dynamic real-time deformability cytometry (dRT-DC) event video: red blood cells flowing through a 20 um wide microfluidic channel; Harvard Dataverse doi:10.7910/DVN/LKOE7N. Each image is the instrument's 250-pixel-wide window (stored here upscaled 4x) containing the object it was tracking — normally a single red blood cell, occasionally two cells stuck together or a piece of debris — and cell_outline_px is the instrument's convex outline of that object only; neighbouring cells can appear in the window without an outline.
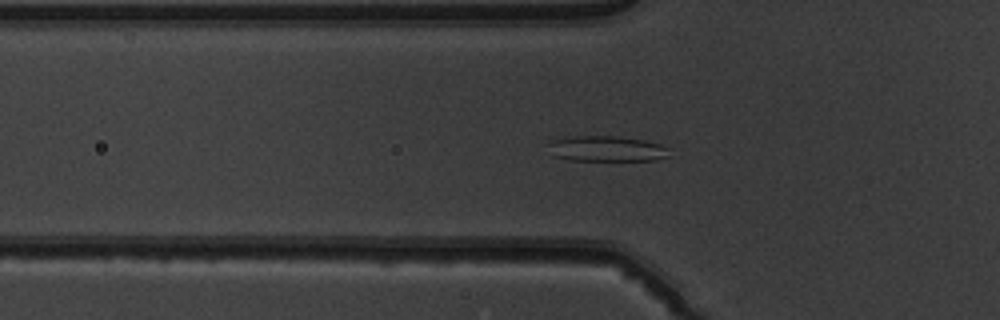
{"species": "common noctule bat (a hibernating species)", "species_latin": "Nyctalus noctula", "temperature_condition": "warm", "stored_images_in_passage": 51, "camera_frame_rate_fps": 3000, "um_per_image_px": 0.085, "animal": {"sex": "male", "body_mass_g": 19.5, "forearm_length_mm": 54.6}, "frame": {"image": 1, "passage_image": 18, "time_ms": 5.667, "image_size_px": [1000, 320], "cell_outline_px": [[668, 156], [656, 160], [572, 160], [552, 156], [548, 144], [552, 140], [576, 136], [616, 136], [644, 140], [660, 144], [668, 148]], "centroid_in_image_um": [51.55, 12.64], "position_along_channel_um": 74.2, "area_um2": 17.86}}
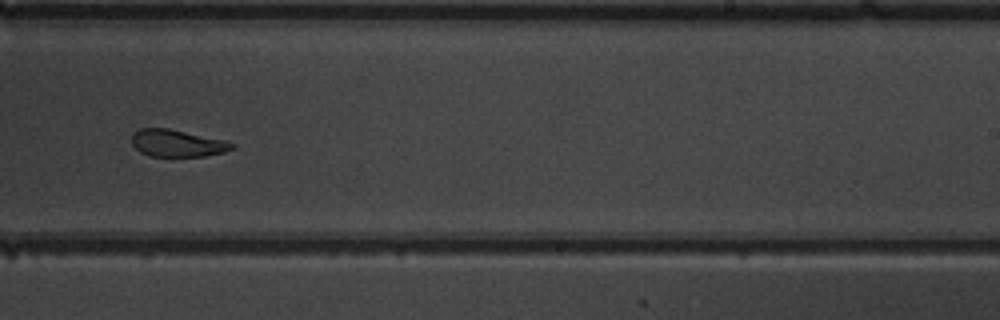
{"frame": {"image": 2, "passage_image": 33, "time_ms": 10.667, "image_size_px": [1000, 320], "cell_outline_px": [[236, 148], [224, 152], [204, 156], [148, 156], [140, 152], [132, 144], [132, 132], [140, 128], [168, 128], [224, 140], [236, 144]], "centroid_in_image_um": [15.06, 12.17], "position_along_channel_um": 273.9, "area_um2": 15.9}}
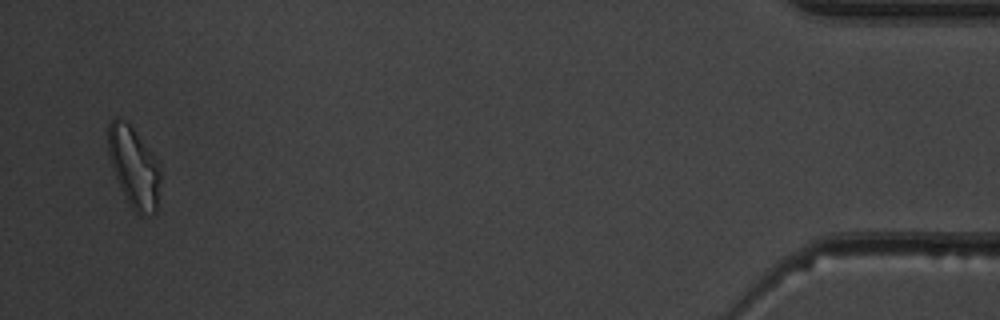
{"frame": {"image": 3, "passage_image": 50, "time_ms": 16.333, "image_size_px": [1000, 320], "cell_outline_px": [[160, 180], [156, 212], [140, 216], [132, 208], [124, 196], [112, 168], [108, 156], [108, 124], [116, 116], [120, 116], [128, 120], [152, 156], [160, 172]], "centroid_in_image_um": [11.33, 14.18], "position_along_channel_um": 423.9, "area_um2": 24.28}, "authors_computed_cell_mechanics": {"area_um2": 19.1896, "velocity_mm_per_s": 3.9972, "shape_relaxation_time_tau1_ms": 6.5586, "shape_relaxation_time_tau2_ms": 1.3142, "deformation_change_tau1": 0.1677, "deformation_change_tau2": 0.0681}}